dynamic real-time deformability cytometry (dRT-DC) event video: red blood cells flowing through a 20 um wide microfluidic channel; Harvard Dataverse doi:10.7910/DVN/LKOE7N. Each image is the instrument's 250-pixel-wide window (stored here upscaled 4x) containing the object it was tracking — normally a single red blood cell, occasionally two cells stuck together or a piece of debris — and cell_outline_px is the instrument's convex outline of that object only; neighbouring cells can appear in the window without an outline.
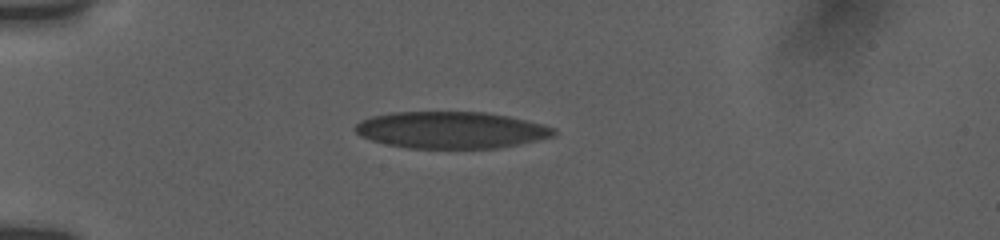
{"species": "human", "species_latin": "Homo sapiens", "temperature_condition": "room temperature", "stored_images_in_passage": 41, "camera_frame_rate_fps": 3000, "um_per_image_px": 0.085, "donor": {"sex": "female"}, "frame": {"image": 1, "passage_image": 1, "time_ms": 0.0, "image_size_px": [1000, 240], "cell_outline_px": [[556, 132], [552, 136], [520, 144], [500, 148], [408, 148], [384, 144], [360, 136], [356, 132], [356, 124], [372, 116], [392, 112], [484, 112], [508, 116], [540, 124], [552, 128]], "centroid_in_image_um": [38.3, 11.06], "position_along_channel_um": 46.7, "area_um2": 42.19}}
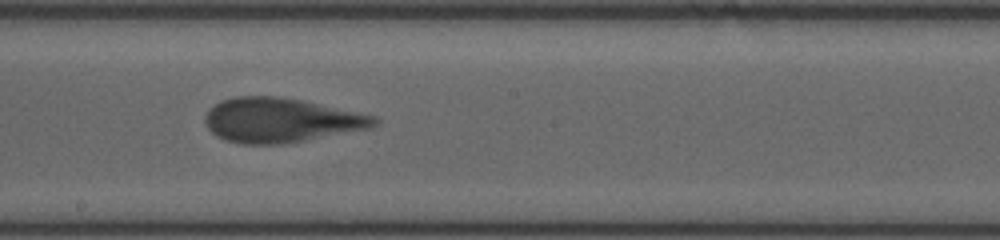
{"frame": {"image": 2, "passage_image": 18, "time_ms": 5.667, "image_size_px": [1000, 240], "cell_outline_px": [[380, 120], [372, 128], [284, 144], [240, 144], [224, 140], [216, 136], [208, 128], [204, 120], [204, 116], [220, 100], [236, 96], [276, 96], [300, 100], [372, 116]], "centroid_in_image_um": [23.82, 10.23], "position_along_channel_um": 224.4, "area_um2": 43.47}}
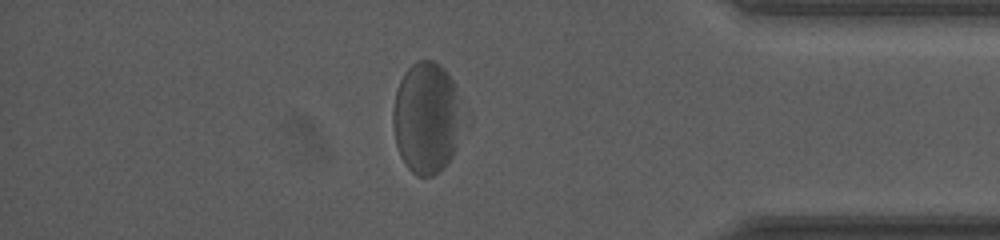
{"frame": {"image": 3, "passage_image": 34, "time_ms": 11.0, "image_size_px": [1000, 240], "cell_outline_px": [[472, 120], [452, 156], [440, 172], [432, 176], [416, 176], [408, 168], [400, 156], [396, 144], [392, 124], [392, 112], [396, 92], [400, 80], [404, 72], [416, 60], [432, 60], [440, 64], [444, 68], [452, 80]], "centroid_in_image_um": [36.38, 10.03], "position_along_channel_um": 398.8, "area_um2": 47.57}, "authors_computed_cell_mechanics": {"area_um2": 43.9858, "velocity_mm_per_s": 3.6911, "shape_relaxation_time_tau1_ms": 7.6552, "shape_relaxation_time_tau2_ms": null, "deformation_change_tau1": 0.1905, "deformation_change_tau2": null}}